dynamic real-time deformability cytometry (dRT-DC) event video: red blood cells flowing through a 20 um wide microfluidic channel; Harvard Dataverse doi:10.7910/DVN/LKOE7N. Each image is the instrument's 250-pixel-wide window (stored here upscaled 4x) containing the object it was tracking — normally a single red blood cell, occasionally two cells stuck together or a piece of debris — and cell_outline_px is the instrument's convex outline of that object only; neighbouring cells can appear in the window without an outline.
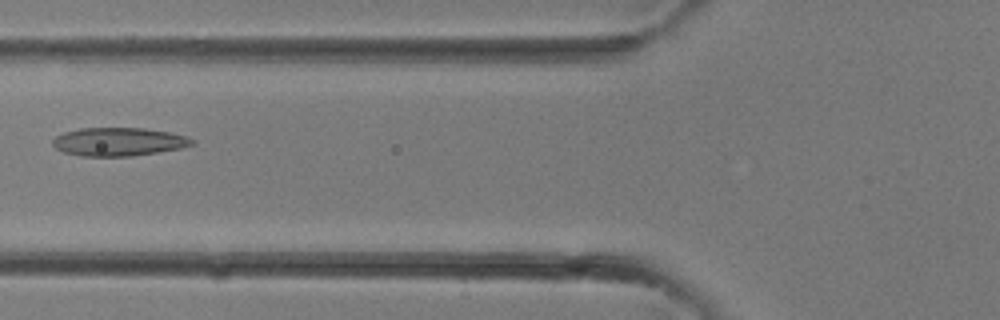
{"species": "common noctule bat (a hibernating species)", "species_latin": "Nyctalus noctula", "temperature_condition": "room temperature", "stored_images_in_passage": 33, "camera_frame_rate_fps": 3000, "um_per_image_px": 0.085, "animal": {"sex": "female"}, "frame": {"image": 1, "passage_image": 13, "time_ms": 4.0, "image_size_px": [1000, 320], "cell_outline_px": [[196, 144], [180, 148], [132, 156], [80, 156], [64, 152], [56, 148], [52, 144], [52, 140], [56, 136], [64, 132], [80, 128], [144, 128], [168, 132], [188, 136], [196, 140]], "centroid_in_image_um": [10.1, 12.04], "position_along_channel_um": 115.7, "area_um2": 23.06}}
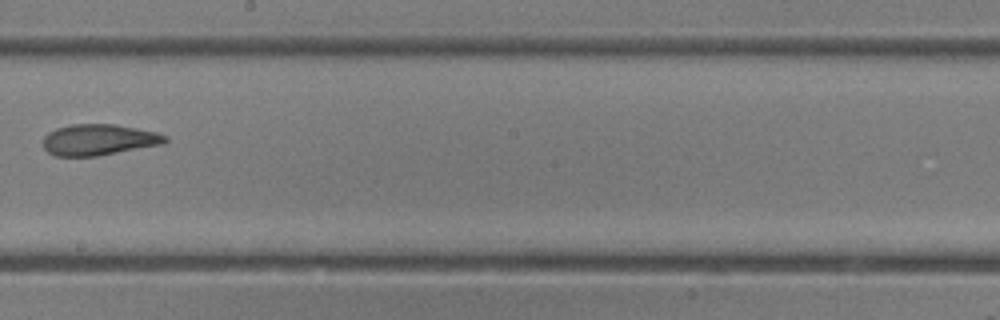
{"frame": {"image": 2, "passage_image": 19, "time_ms": 6.0, "image_size_px": [1000, 320], "cell_outline_px": [[168, 140], [164, 144], [96, 156], [52, 156], [44, 148], [44, 136], [48, 132], [56, 128], [72, 124], [116, 124], [156, 132], [168, 136]], "centroid_in_image_um": [8.4, 11.88], "position_along_channel_um": 239.8, "area_um2": 22.2}}
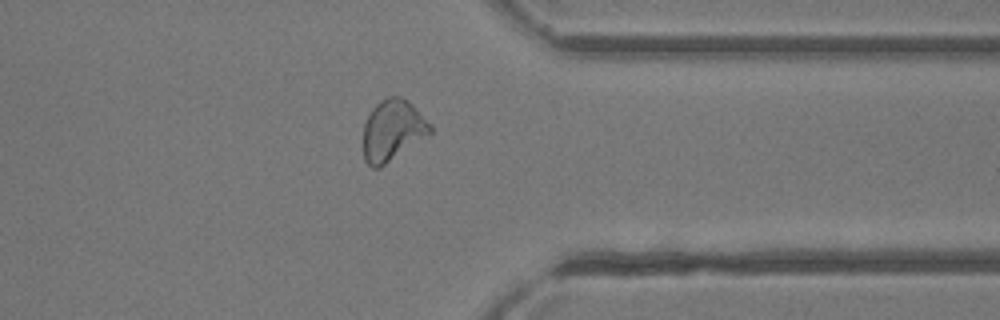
{"frame": {"image": 3, "passage_image": 26, "time_ms": 8.333, "image_size_px": [1000, 320], "cell_outline_px": [[432, 132], [380, 168], [372, 168], [364, 160], [364, 124], [372, 108], [380, 100], [388, 96], [400, 96], [408, 100], [412, 104], [432, 128]], "centroid_in_image_um": [33.34, 11.07], "position_along_channel_um": 378.1, "area_um2": 23.47}}